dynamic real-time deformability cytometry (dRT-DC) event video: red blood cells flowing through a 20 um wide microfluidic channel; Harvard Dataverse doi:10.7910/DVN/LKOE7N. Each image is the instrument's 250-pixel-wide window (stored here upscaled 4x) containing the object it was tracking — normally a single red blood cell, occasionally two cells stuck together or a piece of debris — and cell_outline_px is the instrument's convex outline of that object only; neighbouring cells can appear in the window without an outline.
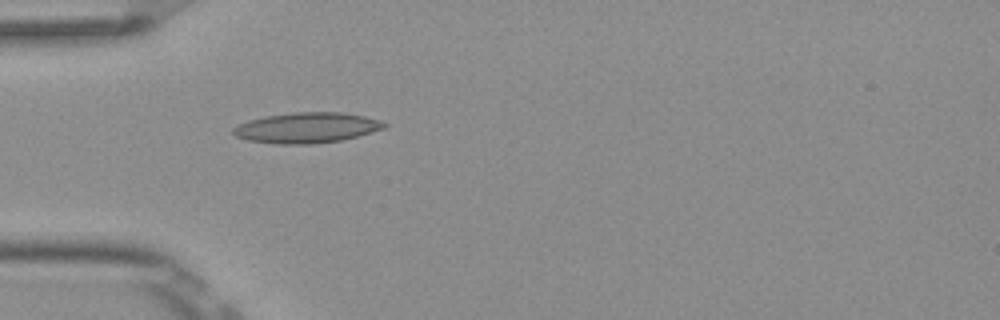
{"species": "Egyptian fruit bat (a non-hibernating species)", "species_latin": "Rousettus aegyptiacus", "temperature_condition": "room temperature", "stored_images_in_passage": 1, "camera_frame_rate_fps": 3000, "um_per_image_px": 0.085, "frame": {"image": 1, "passage_image": 1, "time_ms": 0.0, "image_size_px": [1000, 320], "cell_outline_px": [[388, 124], [384, 128], [356, 136], [340, 140], [312, 144], [276, 144], [248, 140], [236, 136], [232, 132], [232, 128], [248, 120], [264, 116], [292, 112], [340, 112], [364, 116], [380, 120]], "centroid_in_image_um": [26.04, 10.85], "position_along_channel_um": 59.0, "area_um2": 26.7}}